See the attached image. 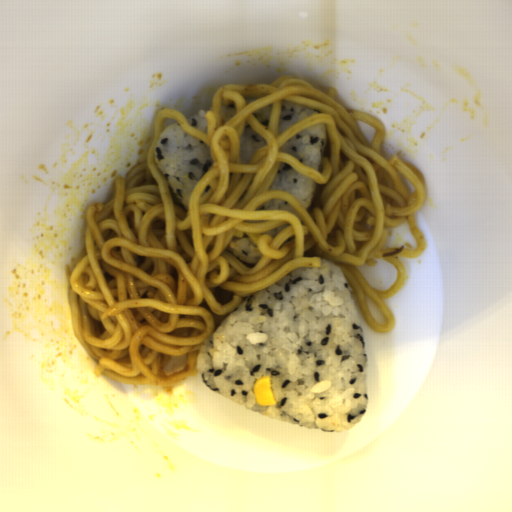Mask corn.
I'll list each match as a JSON object with an SVG mask.
<instances>
[{"label": "corn", "mask_w": 512, "mask_h": 512, "mask_svg": "<svg viewBox=\"0 0 512 512\" xmlns=\"http://www.w3.org/2000/svg\"><path fill=\"white\" fill-rule=\"evenodd\" d=\"M254 397L259 405L275 406L277 403L274 399L271 379L269 375L259 377L254 381L253 385Z\"/></svg>", "instance_id": "51d56268"}]
</instances>
